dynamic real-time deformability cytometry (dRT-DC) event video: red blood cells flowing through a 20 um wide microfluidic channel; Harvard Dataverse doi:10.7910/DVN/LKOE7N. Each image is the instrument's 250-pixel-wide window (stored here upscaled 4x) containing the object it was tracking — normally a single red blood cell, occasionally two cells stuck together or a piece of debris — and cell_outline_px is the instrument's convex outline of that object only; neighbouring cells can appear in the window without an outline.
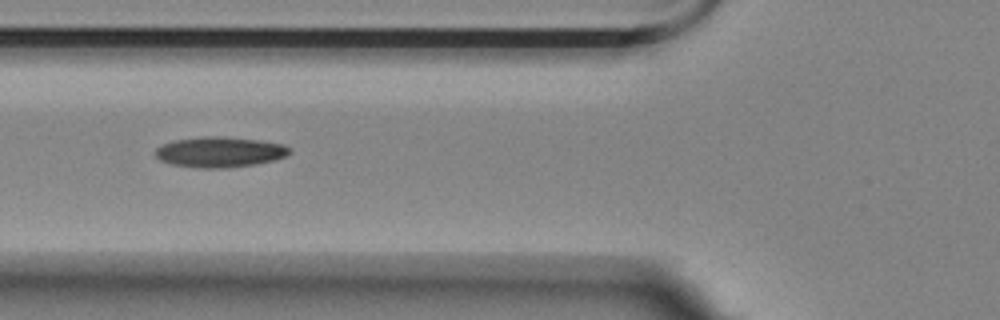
{"species": "Egyptian fruit bat (a non-hibernating species)", "species_latin": "Rousettus aegyptiacus", "temperature_condition": "room temperature", "stored_images_in_passage": 17, "camera_frame_rate_fps": 3000, "um_per_image_px": 0.085, "animal": {"sex": "female"}, "frame": {"image": 1, "passage_image": 6, "time_ms": 1.667, "image_size_px": [1000, 320], "cell_outline_px": [[292, 152], [288, 156], [276, 160], [256, 164], [224, 168], [196, 168], [172, 164], [160, 160], [152, 152], [156, 148], [172, 140], [200, 136], [220, 136], [260, 140], [284, 144], [292, 148]], "centroid_in_image_um": [18.71, 12.92], "position_along_channel_um": 107.1, "area_um2": 24.28}}